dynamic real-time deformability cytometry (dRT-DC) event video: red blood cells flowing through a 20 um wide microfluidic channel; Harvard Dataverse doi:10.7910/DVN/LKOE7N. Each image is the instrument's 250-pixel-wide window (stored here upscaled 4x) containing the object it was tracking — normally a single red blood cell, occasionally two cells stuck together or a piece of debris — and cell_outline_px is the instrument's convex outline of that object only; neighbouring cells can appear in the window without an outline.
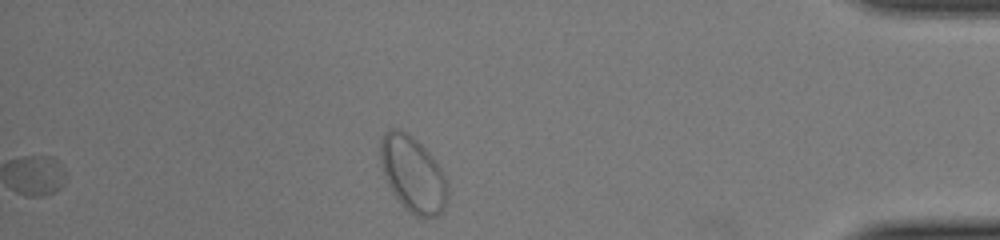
{"species": "common noctule bat (a hibernating species)", "species_latin": "Nyctalus noctula", "temperature_condition": "cold", "stored_images_in_passage": 39, "segment_of_instrument_passage": [2, 2], "camera_frame_rate_fps": 3000, "um_per_image_px": 0.085, "animal": {"sex": "female", "body_mass_g": 22.0, "forearm_length_mm": 56.7}, "frame": {"image": 1, "passage_image": 39, "time_ms": 12.667, "image_size_px": [1000, 240], "cell_outline_px": [[448, 196], [444, 208], [436, 216], [416, 216], [392, 192], [384, 176], [380, 160], [380, 140], [384, 132], [388, 128], [396, 128], [412, 136], [432, 156], [440, 168], [444, 176], [448, 188]], "centroid_in_image_um": [35.07, 14.76], "position_along_channel_um": 400.1, "area_um2": 29.13}}